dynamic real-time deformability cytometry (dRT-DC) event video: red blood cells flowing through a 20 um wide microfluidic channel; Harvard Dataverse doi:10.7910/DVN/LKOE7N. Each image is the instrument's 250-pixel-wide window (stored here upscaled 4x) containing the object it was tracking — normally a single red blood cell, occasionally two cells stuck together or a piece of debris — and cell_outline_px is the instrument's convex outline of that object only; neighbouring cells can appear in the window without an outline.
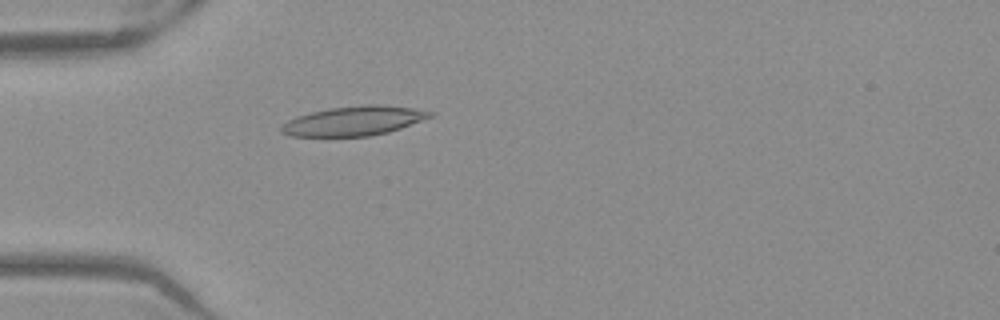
{"species": "Egyptian fruit bat (a non-hibernating species)", "species_latin": "Rousettus aegyptiacus", "temperature_condition": "warm", "stored_images_in_passage": 52, "camera_frame_rate_fps": 3000, "um_per_image_px": 0.085, "frame": {"image": 1, "passage_image": 16, "time_ms": 5.0, "image_size_px": [1000, 320], "cell_outline_px": [[436, 112], [432, 116], [400, 128], [388, 132], [368, 136], [292, 136], [280, 132], [280, 124], [296, 116], [328, 108], [368, 104], [380, 104], [412, 108]], "centroid_in_image_um": [30.04, 10.27], "position_along_channel_um": 55.0, "area_um2": 25.43}}
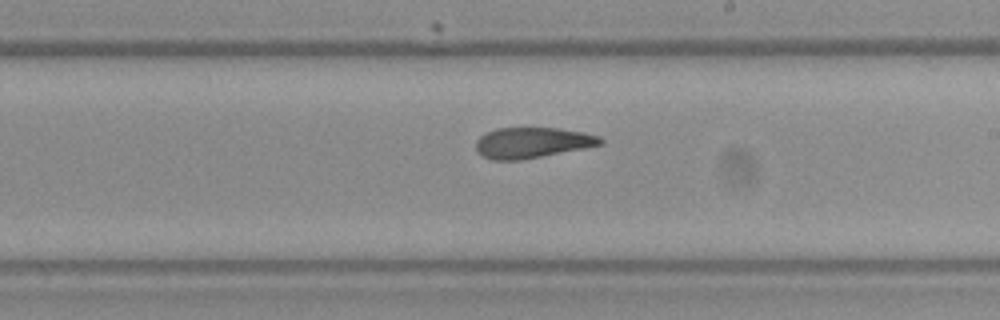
{"frame": {"image": 2, "passage_image": 31, "time_ms": 10.0, "image_size_px": [1000, 320], "cell_outline_px": [[604, 144], [584, 148], [520, 160], [492, 160], [480, 156], [476, 152], [476, 140], [480, 136], [496, 128], [560, 128], [584, 132], [600, 136], [604, 140]], "centroid_in_image_um": [45.23, 12.13], "position_along_channel_um": 243.8, "area_um2": 22.37}}
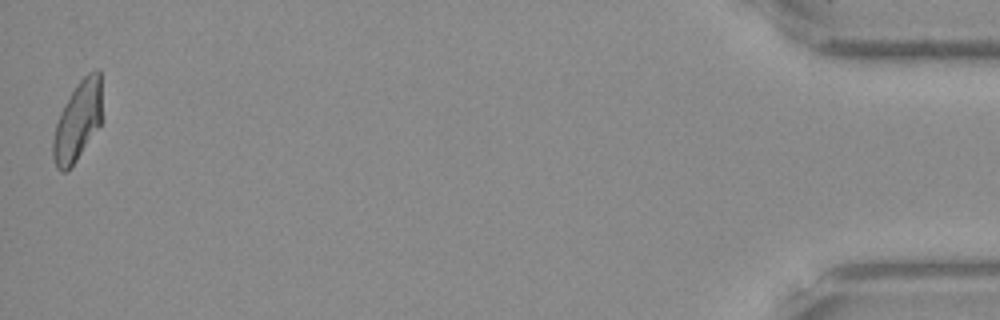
{"frame": {"image": 3, "passage_image": 52, "time_ms": 17.0, "image_size_px": [1000, 320], "cell_outline_px": [[104, 120], [76, 160], [64, 172], [60, 172], [56, 168], [52, 156], [52, 140], [56, 124], [60, 112], [64, 104], [80, 80], [88, 72], [96, 68], [100, 72]], "centroid_in_image_um": [6.64, 10.27], "position_along_channel_um": 428.6, "area_um2": 23.06}, "authors_computed_cell_mechanics": {"area_um2": 23.2356, "velocity_mm_per_s": 3.929, "shape_relaxation_time_tau1_ms": null, "shape_relaxation_time_tau2_ms": 2.9886, "deformation_change_tau1": null, "deformation_change_tau2": 0.1105}}